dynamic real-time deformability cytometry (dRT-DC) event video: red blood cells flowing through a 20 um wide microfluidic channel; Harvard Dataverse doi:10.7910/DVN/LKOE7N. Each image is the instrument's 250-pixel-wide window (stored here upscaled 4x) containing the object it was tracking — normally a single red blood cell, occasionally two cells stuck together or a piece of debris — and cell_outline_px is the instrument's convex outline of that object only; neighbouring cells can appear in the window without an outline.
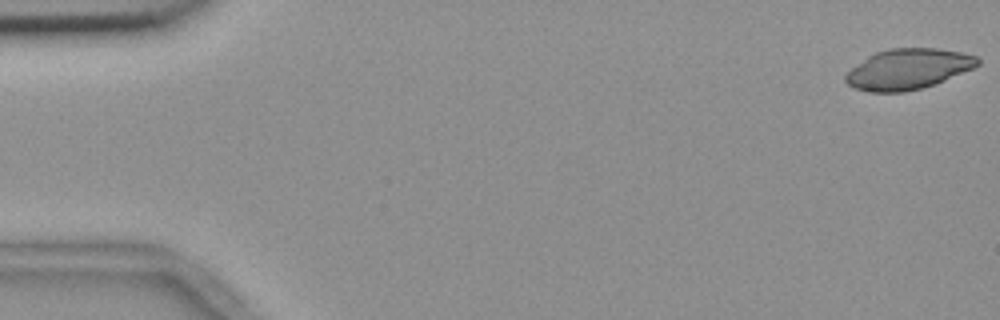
{"species": "common noctule bat (a hibernating species)", "species_latin": "Nyctalus noctula", "temperature_condition": "room temperature", "stored_images_in_passage": 55, "camera_frame_rate_fps": 3000, "um_per_image_px": 0.085, "animal": {"sex": "female", "body_mass_g": 18.4}, "frame": {"image": 1, "passage_image": 1, "time_ms": 0.0, "image_size_px": [1000, 320], "cell_outline_px": [[980, 64], [972, 68], [944, 80], [920, 88], [904, 92], [872, 92], [856, 88], [848, 84], [844, 80], [844, 76], [852, 68], [868, 56], [876, 52], [888, 48], [936, 48], [960, 52], [976, 56], [980, 60]], "centroid_in_image_um": [77.17, 5.86], "position_along_channel_um": 7.8, "area_um2": 30.75}}